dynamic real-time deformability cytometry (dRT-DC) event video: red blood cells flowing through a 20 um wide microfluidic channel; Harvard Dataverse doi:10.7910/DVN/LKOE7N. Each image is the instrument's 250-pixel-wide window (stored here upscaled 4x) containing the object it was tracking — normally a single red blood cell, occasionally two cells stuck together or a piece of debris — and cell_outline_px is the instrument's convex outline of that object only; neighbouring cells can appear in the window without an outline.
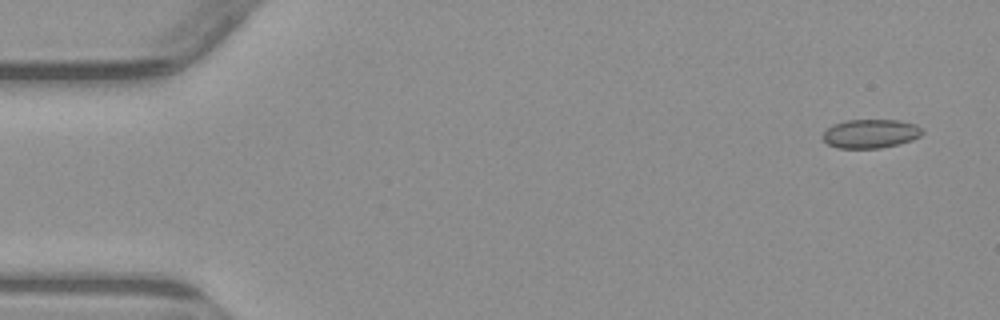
{"species": "common noctule bat (a hibernating species)", "species_latin": "Nyctalus noctula", "temperature_condition": "warm", "stored_images_in_passage": 4, "camera_frame_rate_fps": 3000, "um_per_image_px": 0.085, "animal": {"sex": "male", "body_mass_g": 23.1, "forearm_length_mm": 52.7}, "frame": {"image": 1, "passage_image": 1, "time_ms": 0.0, "image_size_px": [1000, 320], "cell_outline_px": [[924, 132], [920, 136], [912, 140], [880, 148], [836, 148], [828, 144], [824, 140], [824, 132], [832, 124], [848, 120], [900, 120], [916, 124]], "centroid_in_image_um": [74.01, 11.35], "position_along_channel_um": 11.0, "area_um2": 16.65}}
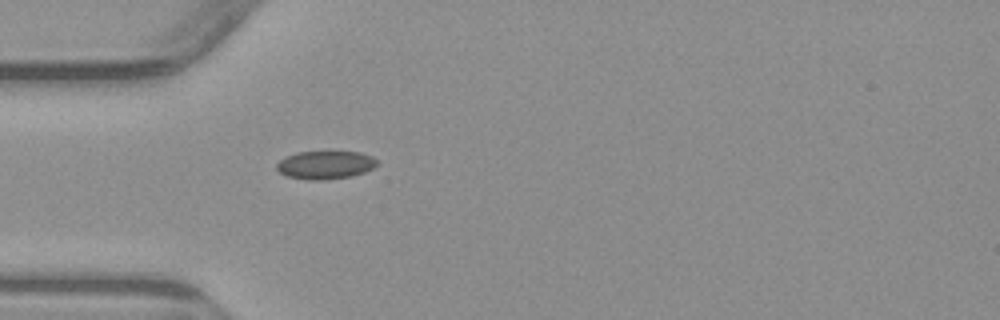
{"frame": {"image": 2, "passage_image": 4, "time_ms": 4.333, "image_size_px": [1000, 320], "cell_outline_px": [[380, 164], [364, 172], [352, 176], [324, 180], [308, 180], [288, 176], [280, 172], [276, 168], [276, 164], [280, 160], [296, 152], [332, 148], [360, 152], [372, 156]], "centroid_in_image_um": [27.69, 13.96], "position_along_channel_um": 57.3, "area_um2": 17.34}}